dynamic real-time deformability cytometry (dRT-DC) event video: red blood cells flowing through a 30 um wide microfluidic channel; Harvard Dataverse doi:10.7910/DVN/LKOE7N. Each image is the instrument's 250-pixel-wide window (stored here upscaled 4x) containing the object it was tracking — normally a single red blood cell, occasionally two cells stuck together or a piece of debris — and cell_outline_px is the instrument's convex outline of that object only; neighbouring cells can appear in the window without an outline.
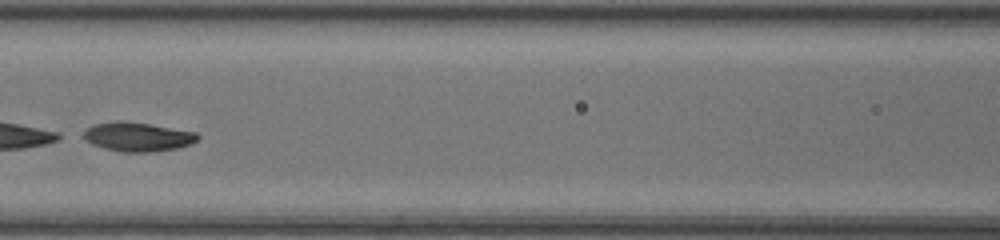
{"species": "common noctule bat (a hibernating species)", "species_latin": "Nyctalus noctula", "temperature_condition": "room temperature", "stored_images_in_passage": 40, "segment_of_instrument_passage": [2, 2], "camera_frame_rate_fps": 3000, "um_per_image_px": 0.085, "animal": {"sex": "female", "body_mass_g": 20.0, "forearm_length_mm": 54.0}, "frame": {"image": 1, "passage_image": 16, "time_ms": 5.0, "image_size_px": [1000, 240], "cell_outline_px": [[200, 136], [192, 144], [176, 148], [152, 152], [120, 152], [104, 148], [92, 144], [84, 140], [84, 132], [92, 124], [116, 120], [120, 120], [148, 124], [196, 132]], "centroid_in_image_um": [11.67, 11.63], "position_along_channel_um": 154.9, "area_um2": 19.36}}
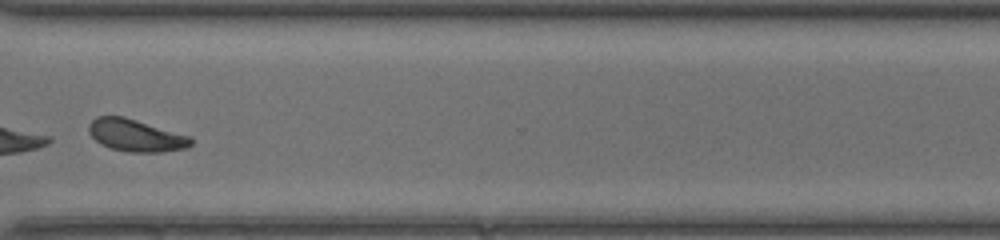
{"frame": {"image": 2, "passage_image": 30, "time_ms": 9.667, "image_size_px": [1000, 240], "cell_outline_px": [[192, 144], [188, 148], [160, 152], [128, 152], [112, 148], [100, 144], [88, 132], [88, 124], [96, 116], [124, 116], [192, 136]], "centroid_in_image_um": [11.56, 11.5], "position_along_channel_um": 359.0, "area_um2": 19.36}}